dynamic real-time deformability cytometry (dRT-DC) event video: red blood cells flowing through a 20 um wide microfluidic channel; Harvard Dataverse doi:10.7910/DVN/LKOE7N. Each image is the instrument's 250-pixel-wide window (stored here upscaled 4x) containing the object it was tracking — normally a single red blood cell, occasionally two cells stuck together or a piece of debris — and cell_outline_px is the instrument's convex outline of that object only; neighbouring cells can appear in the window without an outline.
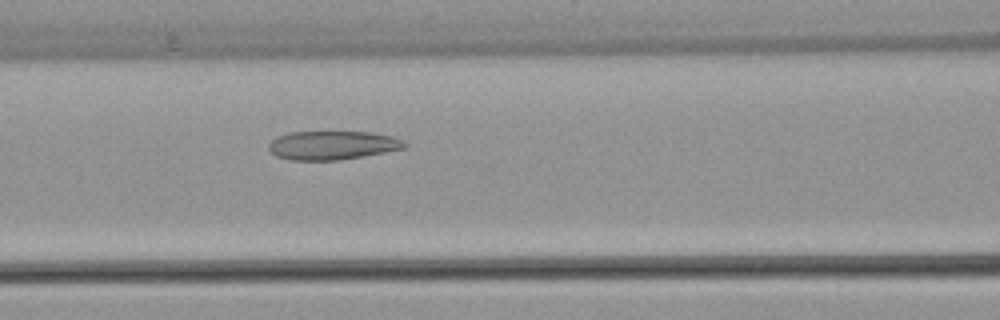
{"species": "common noctule bat (a hibernating species)", "species_latin": "Nyctalus noctula", "temperature_condition": "warm", "stored_images_in_passage": 44, "camera_frame_rate_fps": 3000, "um_per_image_px": 0.085, "animal": {"sex": "female", "body_mass_g": 22.7, "forearm_length_mm": 54.2}, "frame": {"image": 1, "passage_image": 14, "time_ms": 4.333, "image_size_px": [1000, 320], "cell_outline_px": [[408, 144], [404, 148], [384, 152], [340, 160], [292, 160], [276, 156], [268, 148], [268, 144], [276, 136], [288, 132], [372, 132], [392, 136], [404, 140]], "centroid_in_image_um": [28.25, 12.34], "position_along_channel_um": 138.4, "area_um2": 22.77}}
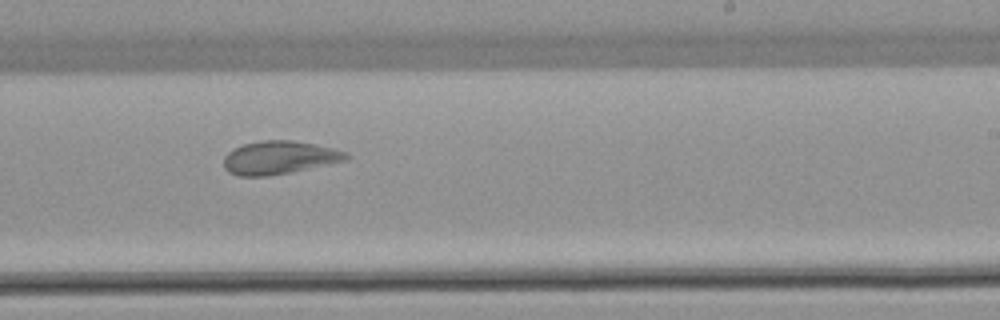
{"frame": {"image": 2, "passage_image": 24, "time_ms": 7.667, "image_size_px": [1000, 320], "cell_outline_px": [[352, 156], [348, 160], [292, 172], [268, 176], [236, 176], [228, 172], [224, 168], [224, 156], [228, 152], [244, 144], [264, 140], [292, 140], [316, 144], [348, 152]], "centroid_in_image_um": [23.77, 13.4], "position_along_channel_um": 265.2, "area_um2": 23.87}}
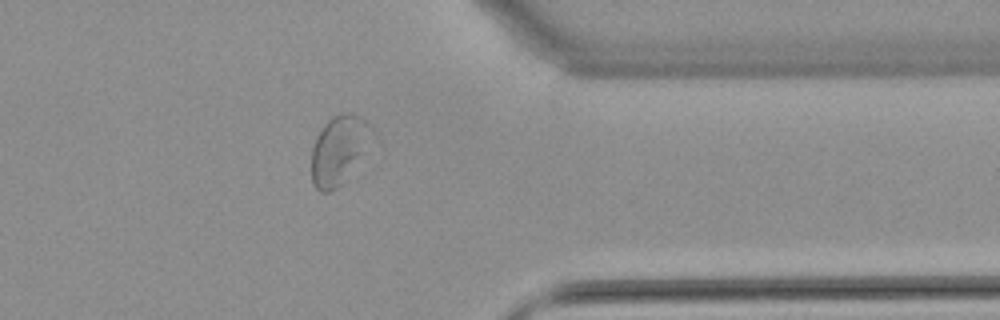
{"frame": {"image": 3, "passage_image": 34, "time_ms": 11.0, "image_size_px": [1000, 320], "cell_outline_px": [[372, 128], [364, 152], [344, 184], [328, 192], [320, 192], [316, 188], [312, 180], [312, 148], [316, 136], [324, 124], [332, 116], [340, 112], [352, 112], [360, 116]], "centroid_in_image_um": [28.76, 12.74], "position_along_channel_um": 382.6, "area_um2": 23.99}, "authors_computed_cell_mechanics": {"area_um2": 24.1026, "velocity_mm_per_s": 3.8296, "shape_relaxation_time_tau1_ms": null, "shape_relaxation_time_tau2_ms": 1.6015, "deformation_change_tau1": null, "deformation_change_tau2": 0.059}}